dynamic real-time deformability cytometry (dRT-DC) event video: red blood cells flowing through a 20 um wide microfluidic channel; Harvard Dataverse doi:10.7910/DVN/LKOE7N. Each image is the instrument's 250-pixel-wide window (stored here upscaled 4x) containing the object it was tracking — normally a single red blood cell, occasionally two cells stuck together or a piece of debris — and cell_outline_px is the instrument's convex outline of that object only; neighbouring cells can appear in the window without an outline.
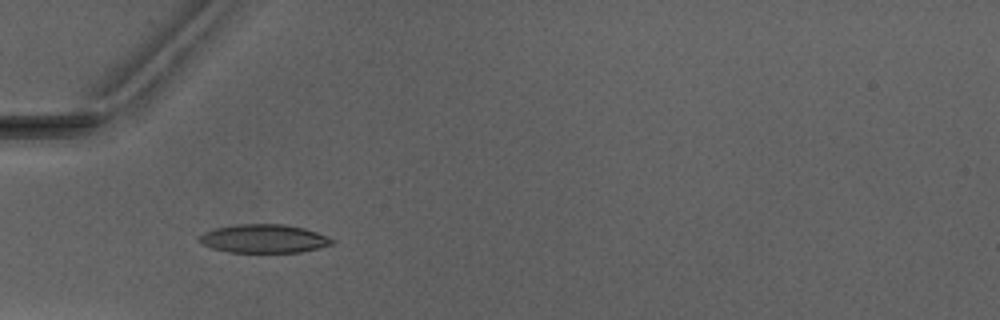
{"species": "Egyptian fruit bat (a non-hibernating species)", "species_latin": "Rousettus aegyptiacus", "temperature_condition": "warm", "stored_images_in_passage": 6, "camera_frame_rate_fps": 3000, "um_per_image_px": 0.085, "animal": {"sex": "male"}, "frame": {"image": 1, "passage_image": 5, "time_ms": 4.667, "image_size_px": [1000, 320], "cell_outline_px": [[336, 240], [332, 244], [320, 248], [300, 252], [228, 252], [212, 248], [204, 244], [200, 240], [200, 236], [204, 232], [216, 228], [236, 224], [284, 224], [304, 228], [328, 236]], "centroid_in_image_um": [22.48, 20.28], "position_along_channel_um": 62.5, "area_um2": 21.96}}